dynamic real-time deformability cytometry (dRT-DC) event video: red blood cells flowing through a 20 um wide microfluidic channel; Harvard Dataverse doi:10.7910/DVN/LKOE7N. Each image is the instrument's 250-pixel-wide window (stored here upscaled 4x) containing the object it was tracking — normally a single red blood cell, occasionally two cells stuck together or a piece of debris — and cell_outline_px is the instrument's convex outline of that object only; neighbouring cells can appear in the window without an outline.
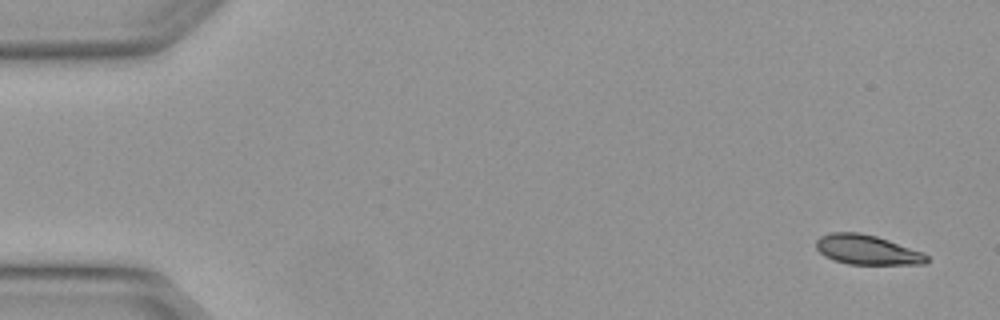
{"species": "Egyptian fruit bat (a non-hibernating species)", "species_latin": "Rousettus aegyptiacus", "temperature_condition": "warm", "stored_images_in_passage": 4, "camera_frame_rate_fps": 3000, "um_per_image_px": 0.085, "animal": {"sex": "female"}, "frame": {"image": 1, "passage_image": 1, "time_ms": 0.0, "image_size_px": [1000, 320], "cell_outline_px": [[928, 260], [924, 264], [848, 264], [824, 256], [816, 248], [816, 240], [820, 236], [832, 232], [860, 232], [876, 236], [924, 252], [928, 256]], "centroid_in_image_um": [73.7, 21.22], "position_along_channel_um": 11.3, "area_um2": 19.07}}
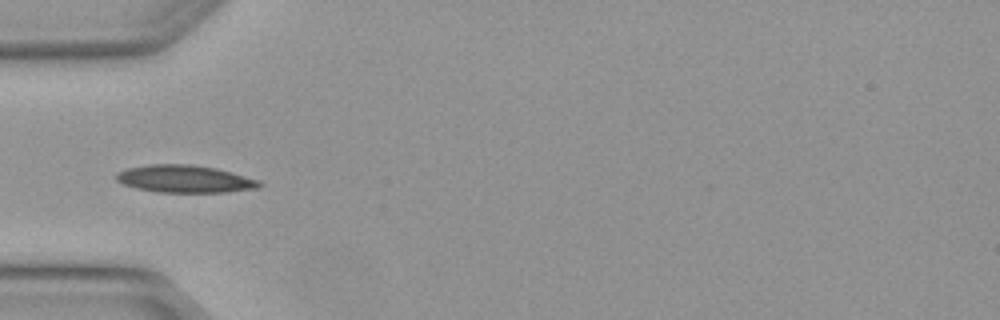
{"frame": {"image": 2, "passage_image": 4, "time_ms": 1.0, "image_size_px": [1000, 320], "cell_outline_px": [[264, 184], [260, 188], [228, 192], [160, 192], [136, 188], [124, 184], [116, 180], [116, 172], [128, 168], [148, 164], [192, 164], [216, 168], [260, 180]], "centroid_in_image_um": [15.74, 15.2], "position_along_channel_um": 69.3, "area_um2": 23.0}}